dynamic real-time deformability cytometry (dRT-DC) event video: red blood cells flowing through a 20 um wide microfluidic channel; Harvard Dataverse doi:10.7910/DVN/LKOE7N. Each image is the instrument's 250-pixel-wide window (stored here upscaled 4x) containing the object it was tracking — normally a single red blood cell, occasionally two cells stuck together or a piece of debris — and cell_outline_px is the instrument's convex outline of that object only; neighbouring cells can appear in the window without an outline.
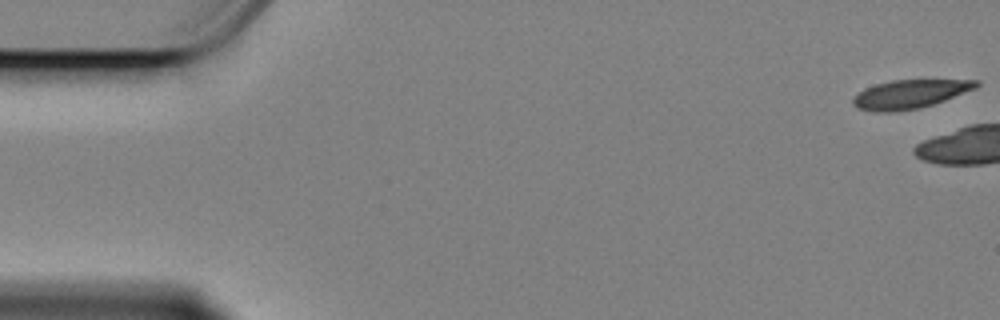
{"species": "Egyptian fruit bat (a non-hibernating species)", "species_latin": "Rousettus aegyptiacus", "temperature_condition": "cold", "stored_images_in_passage": 6, "camera_frame_rate_fps": 3000, "um_per_image_px": 0.085, "animal": {"sex": "female"}, "frame": {"image": 1, "passage_image": 1, "time_ms": 0.0, "image_size_px": [1000, 320], "cell_outline_px": [[980, 84], [976, 88], [944, 100], [920, 108], [896, 112], [872, 112], [856, 108], [852, 104], [852, 100], [864, 88], [876, 84], [892, 80], [980, 80]], "centroid_in_image_um": [77.31, 8.01], "position_along_channel_um": 7.7, "area_um2": 20.58}}